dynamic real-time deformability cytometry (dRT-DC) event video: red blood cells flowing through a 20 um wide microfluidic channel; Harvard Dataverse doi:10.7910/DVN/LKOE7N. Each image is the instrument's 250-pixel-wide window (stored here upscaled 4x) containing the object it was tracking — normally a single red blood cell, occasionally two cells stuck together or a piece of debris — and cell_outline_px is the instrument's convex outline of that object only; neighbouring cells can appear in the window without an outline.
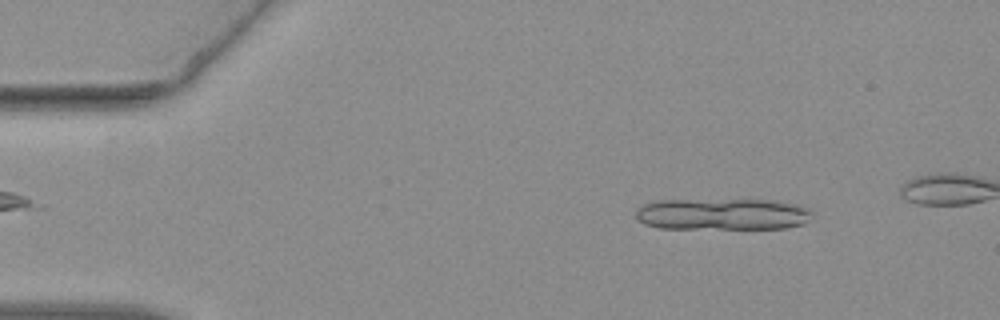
{"species": "common noctule bat (a hibernating species)", "species_latin": "Nyctalus noctula", "temperature_condition": "warm", "stored_images_in_passage": 12, "camera_frame_rate_fps": 3000, "um_per_image_px": 0.085, "animal": {"sex": "female", "body_mass_g": 19.3, "forearm_length_mm": 54.1}, "frame": {"image": 1, "passage_image": 6, "time_ms": 1.667, "image_size_px": [1000, 320], "cell_outline_px": [[812, 212], [804, 224], [784, 228], [660, 228], [644, 224], [636, 216], [636, 212], [644, 204], [660, 200], [772, 200], [796, 204], [808, 208]], "centroid_in_image_um": [61.42, 18.2], "position_along_channel_um": 23.6, "area_um2": 32.19}}